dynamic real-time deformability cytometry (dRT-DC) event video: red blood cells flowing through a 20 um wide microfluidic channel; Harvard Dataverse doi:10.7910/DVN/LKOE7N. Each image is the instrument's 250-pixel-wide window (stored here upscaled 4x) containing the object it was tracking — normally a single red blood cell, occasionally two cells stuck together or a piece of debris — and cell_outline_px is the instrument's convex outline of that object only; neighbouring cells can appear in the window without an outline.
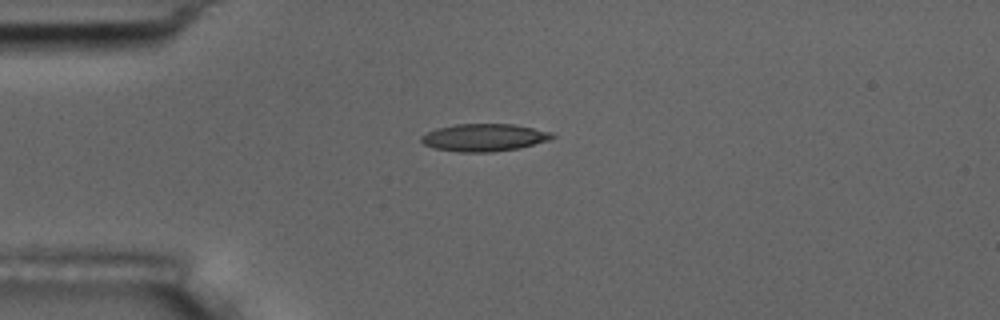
{"species": "common noctule bat (a hibernating species)", "species_latin": "Nyctalus noctula", "temperature_condition": "room temperature", "stored_images_in_passage": 4, "camera_frame_rate_fps": 3000, "um_per_image_px": 0.085, "animal": {"sex": "male", "body_mass_g": 17.5, "forearm_length_mm": 52.3}, "frame": {"image": 1, "passage_image": 1, "time_ms": 0.0, "image_size_px": [1000, 320], "cell_outline_px": [[556, 136], [548, 140], [520, 148], [492, 152], [460, 152], [436, 148], [424, 144], [420, 140], [420, 136], [436, 128], [456, 124], [512, 124], [552, 132]], "centroid_in_image_um": [41.14, 11.69], "position_along_channel_um": 43.9, "area_um2": 20.87}}